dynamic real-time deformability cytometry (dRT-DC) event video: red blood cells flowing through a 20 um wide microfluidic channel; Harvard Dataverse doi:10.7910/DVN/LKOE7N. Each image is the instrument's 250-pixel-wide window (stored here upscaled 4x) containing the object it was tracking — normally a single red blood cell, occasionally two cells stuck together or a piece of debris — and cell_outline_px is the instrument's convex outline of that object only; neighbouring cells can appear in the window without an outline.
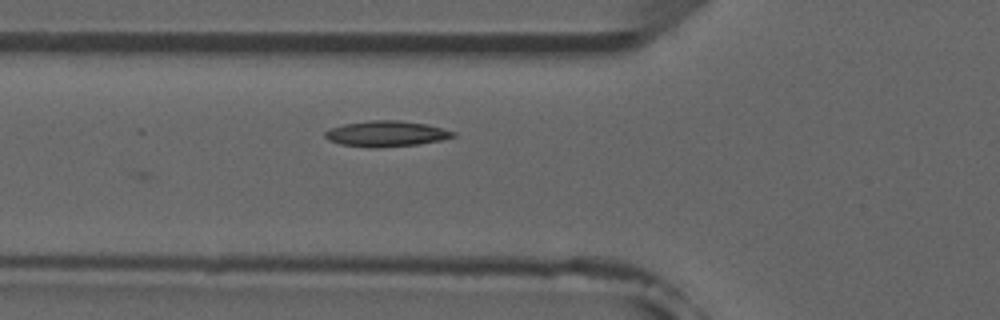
{"species": "common noctule bat (a hibernating species)", "species_latin": "Nyctalus noctula", "temperature_condition": "room temperature", "stored_images_in_passage": 5, "camera_frame_rate_fps": 3000, "um_per_image_px": 0.085, "animal": {"sex": "male", "forearm_length_mm": 52.5}, "frame": {"image": 1, "passage_image": 5, "time_ms": 4.667, "image_size_px": [1000, 320], "cell_outline_px": [[456, 136], [440, 140], [416, 144], [376, 148], [368, 148], [340, 144], [328, 140], [324, 136], [324, 132], [332, 128], [344, 124], [368, 120], [400, 120], [428, 124], [444, 128], [456, 132]], "centroid_in_image_um": [32.84, 11.36], "position_along_channel_um": 93.0, "area_um2": 19.31}}